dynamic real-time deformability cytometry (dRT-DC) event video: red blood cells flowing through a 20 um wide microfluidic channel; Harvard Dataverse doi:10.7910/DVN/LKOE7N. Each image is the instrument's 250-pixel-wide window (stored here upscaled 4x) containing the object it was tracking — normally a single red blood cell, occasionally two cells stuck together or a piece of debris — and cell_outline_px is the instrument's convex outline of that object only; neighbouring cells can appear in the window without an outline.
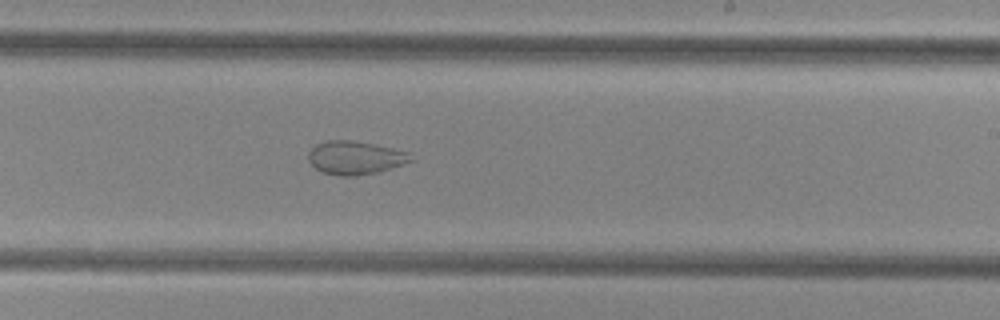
{"species": "common noctule bat (a hibernating species)", "species_latin": "Nyctalus noctula", "temperature_condition": "cold", "stored_images_in_passage": 47, "camera_frame_rate_fps": 3000, "um_per_image_px": 0.085, "animal": {"sex": "female", "body_mass_g": 29.2, "forearm_length_mm": 56.3}, "frame": {"image": 1, "passage_image": 27, "time_ms": 8.667, "image_size_px": [1000, 320], "cell_outline_px": [[412, 160], [404, 164], [392, 168], [376, 172], [356, 176], [336, 176], [324, 172], [316, 168], [308, 160], [308, 152], [316, 144], [328, 140], [352, 140], [392, 148], [408, 152]], "centroid_in_image_um": [30.16, 13.41], "position_along_channel_um": 258.8, "area_um2": 19.77}}
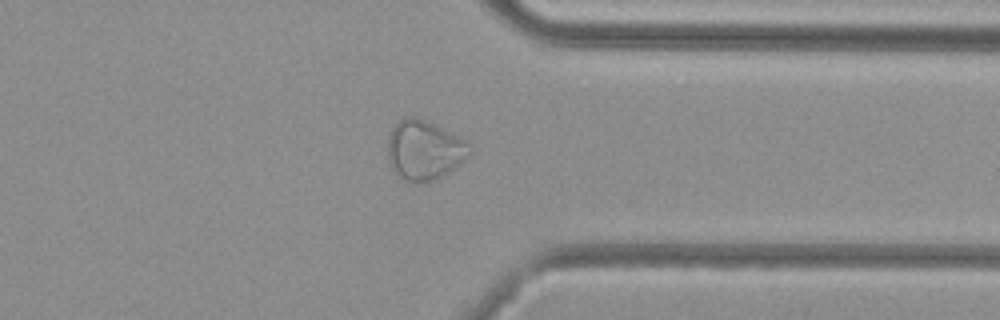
{"frame": {"image": 2, "passage_image": 36, "time_ms": 11.667, "image_size_px": [1000, 320], "cell_outline_px": [[472, 152], [448, 172], [436, 180], [420, 184], [416, 184], [400, 176], [392, 168], [388, 160], [388, 136], [392, 128], [404, 116], [416, 116], [472, 144]], "centroid_in_image_um": [36.04, 12.77], "position_along_channel_um": 375.4, "area_um2": 28.15}}
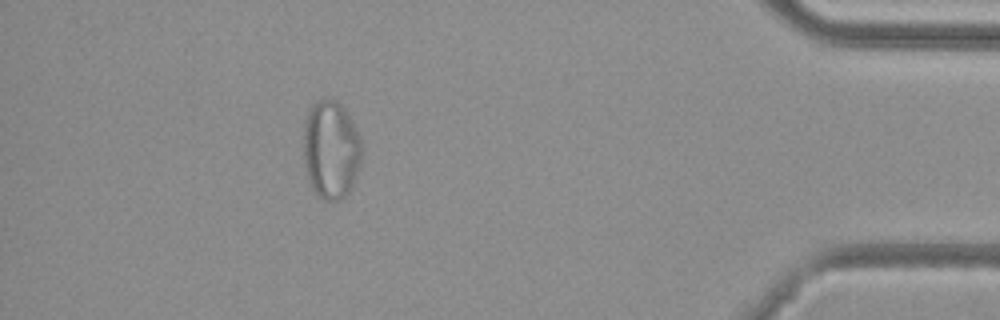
{"frame": {"image": 3, "passage_image": 42, "time_ms": 13.667, "image_size_px": [1000, 320], "cell_outline_px": [[360, 164], [356, 176], [348, 192], [340, 200], [324, 200], [312, 188], [308, 180], [304, 164], [300, 144], [304, 124], [308, 112], [312, 104], [316, 100], [336, 100], [344, 108], [360, 140]], "centroid_in_image_um": [28.06, 12.73], "position_along_channel_um": 407.1, "area_um2": 33.41}}